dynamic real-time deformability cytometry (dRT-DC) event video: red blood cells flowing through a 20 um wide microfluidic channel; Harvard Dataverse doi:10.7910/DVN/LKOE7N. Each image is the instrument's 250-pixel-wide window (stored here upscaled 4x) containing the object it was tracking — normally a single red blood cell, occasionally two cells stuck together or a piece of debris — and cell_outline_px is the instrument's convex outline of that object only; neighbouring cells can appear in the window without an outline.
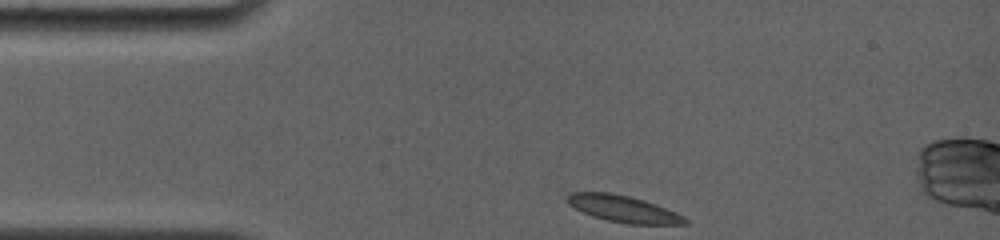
{"species": "common noctule bat (a hibernating species)", "species_latin": "Nyctalus noctula", "temperature_condition": "room temperature", "stored_images_in_passage": 62, "camera_frame_rate_fps": 4000, "um_per_image_px": 0.085, "animal": {"sex": "female", "body_mass_g": 19.0, "forearm_length_mm": 56.7}, "frame": {"image": 1, "passage_image": 1, "time_ms": 0.0, "image_size_px": [1000, 240], "cell_outline_px": [[688, 224], [628, 224], [608, 220], [592, 216], [568, 204], [564, 200], [564, 196], [568, 192], [612, 192], [644, 200], [656, 204], [676, 212], [684, 216], [688, 220]], "centroid_in_image_um": [52.95, 17.74], "position_along_channel_um": 32.1, "area_um2": 18.44}}
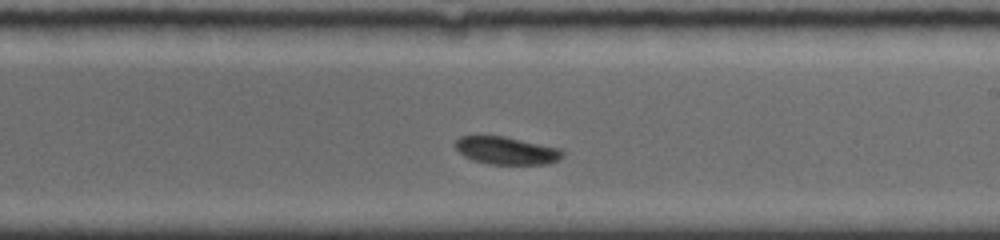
{"frame": {"image": 2, "passage_image": 39, "time_ms": 6.75, "image_size_px": [1000, 240], "cell_outline_px": [[564, 156], [548, 164], [488, 164], [472, 160], [464, 156], [456, 148], [456, 140], [460, 136], [504, 136], [560, 148], [564, 152]], "centroid_in_image_um": [43.06, 12.8], "position_along_channel_um": 245.9, "area_um2": 17.22}}
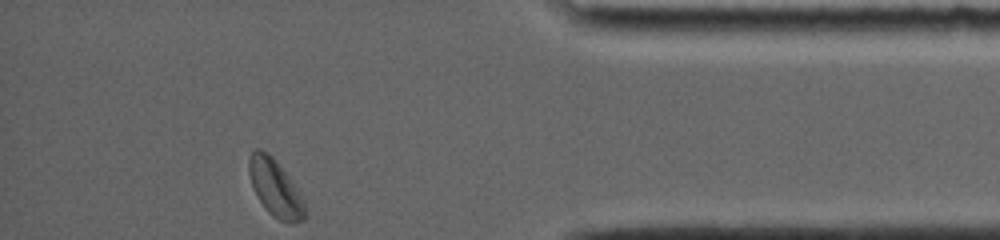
{"frame": {"image": 3, "passage_image": 61, "time_ms": 11.75, "image_size_px": [1000, 240], "cell_outline_px": [[304, 220], [292, 224], [280, 220], [272, 216], [264, 208], [252, 188], [248, 172], [248, 156], [256, 148], [260, 148], [268, 152], [272, 156], [288, 176], [300, 192], [304, 200]], "centroid_in_image_um": [23.36, 15.97], "position_along_channel_um": 411.8, "area_um2": 18.73}, "authors_computed_cell_mechanics": {"area_um2": 18.0047, "velocity_mm_per_s": 3.7238, "shape_relaxation_time_tau1_ms": 2.533, "shape_relaxation_time_tau2_ms": null, "deformation_change_tau1": 0.0761, "deformation_change_tau2": null}}